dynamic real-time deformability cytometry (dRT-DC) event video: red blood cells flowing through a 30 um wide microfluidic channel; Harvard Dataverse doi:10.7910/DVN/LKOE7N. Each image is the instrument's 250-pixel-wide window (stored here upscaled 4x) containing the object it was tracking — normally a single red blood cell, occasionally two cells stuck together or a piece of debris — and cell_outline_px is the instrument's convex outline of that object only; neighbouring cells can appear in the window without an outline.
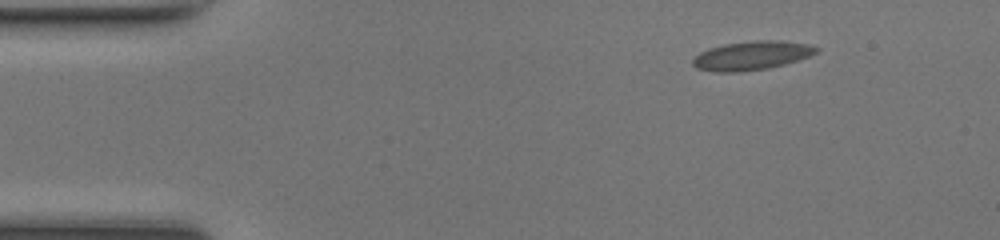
{"species": "common noctule bat (a hibernating species)", "species_latin": "Nyctalus noctula", "temperature_condition": "room temperature", "stored_images_in_passage": 43, "camera_frame_rate_fps": 3000, "um_per_image_px": 0.085, "animal": {"sex": "female", "body_mass_g": 17.0, "forearm_length_mm": 48.0}, "frame": {"image": 1, "passage_image": 1, "time_ms": 0.0, "image_size_px": [1000, 240], "cell_outline_px": [[820, 48], [816, 52], [808, 56], [784, 64], [764, 68], [736, 72], [716, 72], [696, 68], [692, 64], [692, 60], [700, 52], [708, 48], [724, 44], [756, 40], [776, 40], [808, 44]], "centroid_in_image_um": [63.85, 4.71], "position_along_channel_um": 21.2, "area_um2": 20.46}}
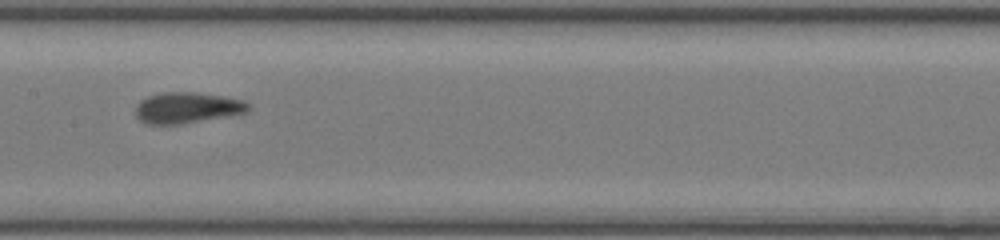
{"frame": {"image": 2, "passage_image": 19, "time_ms": 6.0, "image_size_px": [1000, 240], "cell_outline_px": [[248, 112], [180, 124], [144, 124], [136, 116], [136, 104], [140, 100], [148, 96], [164, 92], [192, 92], [220, 96], [244, 100], [248, 104]], "centroid_in_image_um": [15.85, 9.16], "position_along_channel_um": 191.5, "area_um2": 20.11}}
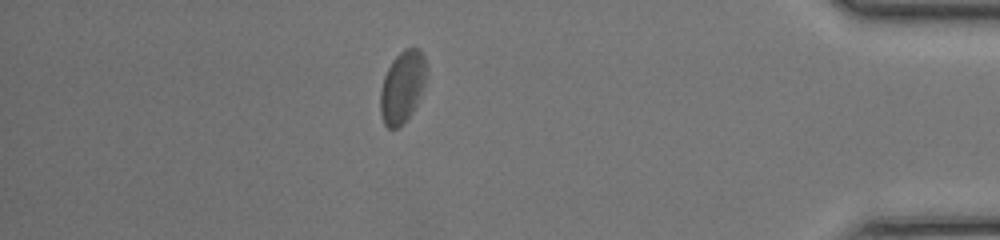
{"frame": {"image": 3, "passage_image": 37, "time_ms": 12.0, "image_size_px": [1000, 240], "cell_outline_px": [[424, 84], [416, 104], [412, 112], [396, 128], [388, 128], [384, 124], [380, 112], [380, 88], [384, 76], [392, 60], [404, 48], [420, 48], [424, 56]], "centroid_in_image_um": [34.16, 7.36], "position_along_channel_um": 401.0, "area_um2": 18.84}, "authors_computed_cell_mechanics": {"area_um2": 19.8254, "velocity_mm_per_s": 4.2422, "shape_relaxation_time_tau1_ms": 5.9625, "shape_relaxation_time_tau2_ms": 1.0643, "deformation_change_tau1": 0.1161, "deformation_change_tau2": 0.0351}}